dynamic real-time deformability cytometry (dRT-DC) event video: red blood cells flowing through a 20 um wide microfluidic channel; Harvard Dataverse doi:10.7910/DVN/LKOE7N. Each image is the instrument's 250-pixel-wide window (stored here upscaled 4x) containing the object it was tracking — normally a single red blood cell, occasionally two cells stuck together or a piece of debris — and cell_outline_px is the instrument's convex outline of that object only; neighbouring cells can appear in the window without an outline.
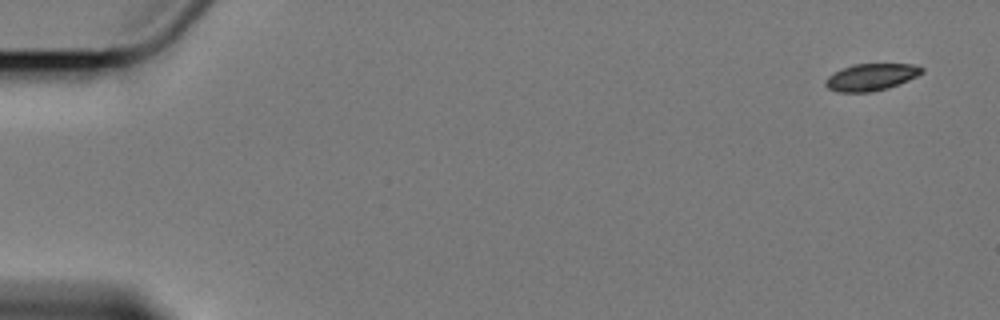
{"species": "Egyptian fruit bat (a non-hibernating species)", "species_latin": "Rousettus aegyptiacus", "temperature_condition": "cold", "stored_images_in_passage": 4, "camera_frame_rate_fps": 3000, "um_per_image_px": 0.085, "animal": {"sex": "female"}, "frame": {"image": 1, "passage_image": 1, "time_ms": 0.0, "image_size_px": [1000, 320], "cell_outline_px": [[924, 72], [908, 80], [888, 88], [868, 92], [840, 92], [828, 88], [824, 84], [824, 80], [828, 76], [852, 64], [912, 64], [924, 68]], "centroid_in_image_um": [74.04, 6.55], "position_along_channel_um": 11.0, "area_um2": 14.97}}